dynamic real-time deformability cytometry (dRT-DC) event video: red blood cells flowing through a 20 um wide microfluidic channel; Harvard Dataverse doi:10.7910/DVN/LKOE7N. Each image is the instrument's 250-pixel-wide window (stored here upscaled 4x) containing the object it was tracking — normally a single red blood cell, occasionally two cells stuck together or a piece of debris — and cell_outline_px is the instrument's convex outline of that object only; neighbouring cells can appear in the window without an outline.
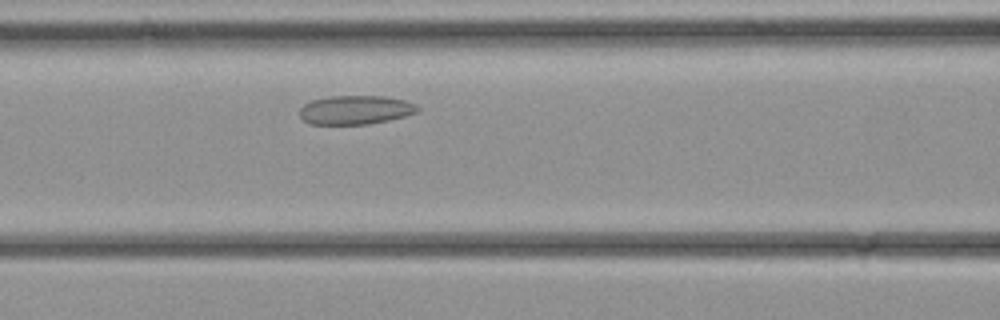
{"species": "common noctule bat (a hibernating species)", "species_latin": "Nyctalus noctula", "temperature_condition": "cold", "stored_images_in_passage": 27, "camera_frame_rate_fps": 3000, "um_per_image_px": 0.085, "animal": {"sex": "female", "body_mass_g": 21.9}, "frame": {"image": 1, "passage_image": 7, "time_ms": 2.0, "image_size_px": [1000, 320], "cell_outline_px": [[420, 108], [416, 112], [404, 116], [388, 120], [368, 124], [308, 124], [300, 116], [300, 108], [304, 104], [312, 100], [328, 96], [384, 96], [404, 100], [416, 104]], "centroid_in_image_um": [30.19, 9.34], "position_along_channel_um": 136.4, "area_um2": 19.83}}
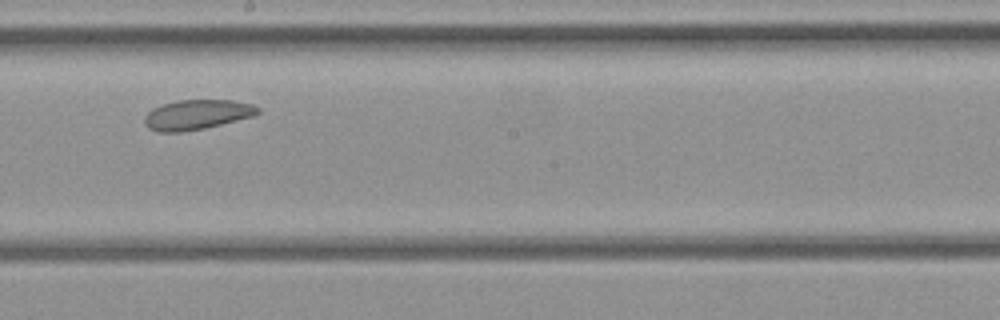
{"frame": {"image": 2, "passage_image": 12, "time_ms": 3.667, "image_size_px": [1000, 320], "cell_outline_px": [[260, 112], [252, 116], [204, 128], [180, 132], [160, 132], [148, 128], [144, 124], [144, 116], [152, 108], [176, 100], [232, 100], [252, 104], [260, 108]], "centroid_in_image_um": [16.71, 9.74], "position_along_channel_um": 231.5, "area_um2": 19.59}}
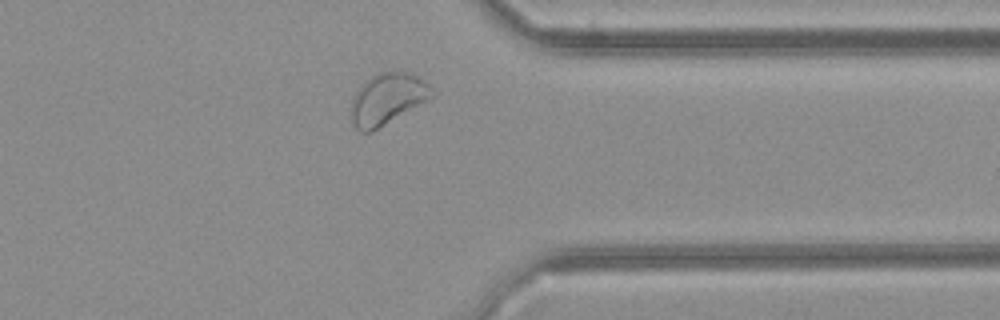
{"frame": {"image": 3, "passage_image": 20, "time_ms": 6.333, "image_size_px": [1000, 320], "cell_outline_px": [[436, 96], [372, 132], [360, 132], [348, 120], [348, 116], [352, 96], [360, 84], [364, 80], [380, 72], [404, 72], [416, 76], [424, 80], [436, 92]], "centroid_in_image_um": [32.88, 8.44], "position_along_channel_um": 378.5, "area_um2": 24.8}}